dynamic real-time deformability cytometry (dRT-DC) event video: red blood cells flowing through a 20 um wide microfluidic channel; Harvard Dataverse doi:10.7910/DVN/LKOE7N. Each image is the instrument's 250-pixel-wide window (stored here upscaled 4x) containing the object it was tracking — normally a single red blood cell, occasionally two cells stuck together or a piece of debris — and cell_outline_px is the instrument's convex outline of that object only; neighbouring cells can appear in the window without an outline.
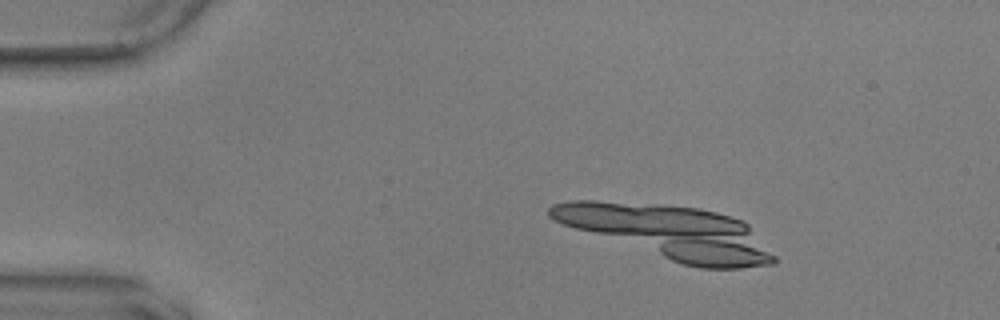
{"species": "common noctule bat (a hibernating species)", "species_latin": "Nyctalus noctula", "temperature_condition": "warm", "stored_images_in_passage": 7, "camera_frame_rate_fps": 3000, "um_per_image_px": 0.085, "animal": {"sex": "male", "body_mass_g": 17.9, "forearm_length_mm": 54.2}, "frame": {"image": 1, "passage_image": 3, "time_ms": 0.667, "image_size_px": [1000, 320], "cell_outline_px": [[756, 252], [752, 264], [696, 264], [644, 232], [692, 212], [704, 212], [720, 216], [732, 220]], "centroid_in_image_um": [59.96, 20.35], "position_along_channel_um": 25.0, "area_um2": 27.51}}